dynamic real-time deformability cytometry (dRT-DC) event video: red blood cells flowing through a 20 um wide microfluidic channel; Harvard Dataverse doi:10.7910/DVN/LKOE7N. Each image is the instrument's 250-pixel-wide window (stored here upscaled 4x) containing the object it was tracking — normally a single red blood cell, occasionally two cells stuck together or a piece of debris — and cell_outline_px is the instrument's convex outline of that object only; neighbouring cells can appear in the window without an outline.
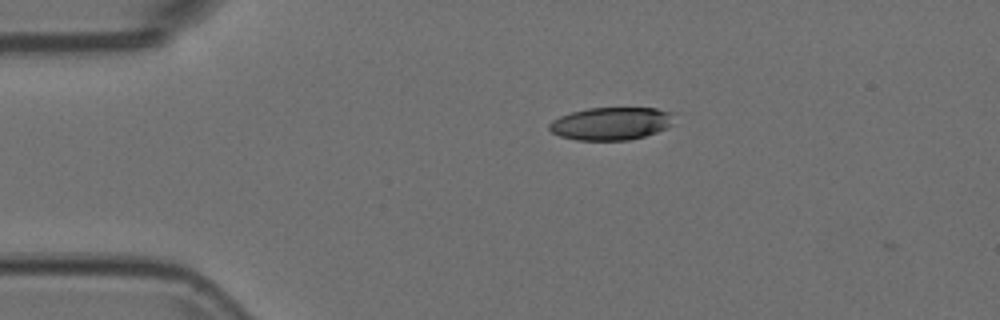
{"species": "Egyptian fruit bat (a non-hibernating species)", "species_latin": "Rousettus aegyptiacus", "temperature_condition": "room temperature", "stored_images_in_passage": 7, "camera_frame_rate_fps": 3000, "um_per_image_px": 0.085, "animal": {"sex": "female"}, "frame": {"image": 1, "passage_image": 2, "time_ms": 0.333, "image_size_px": [1000, 320], "cell_outline_px": [[672, 124], [668, 128], [644, 136], [628, 140], [576, 140], [560, 136], [552, 132], [548, 128], [548, 124], [552, 120], [560, 116], [572, 112], [588, 108], [656, 108], [672, 112]], "centroid_in_image_um": [51.93, 10.5], "position_along_channel_um": 33.1, "area_um2": 23.81}}